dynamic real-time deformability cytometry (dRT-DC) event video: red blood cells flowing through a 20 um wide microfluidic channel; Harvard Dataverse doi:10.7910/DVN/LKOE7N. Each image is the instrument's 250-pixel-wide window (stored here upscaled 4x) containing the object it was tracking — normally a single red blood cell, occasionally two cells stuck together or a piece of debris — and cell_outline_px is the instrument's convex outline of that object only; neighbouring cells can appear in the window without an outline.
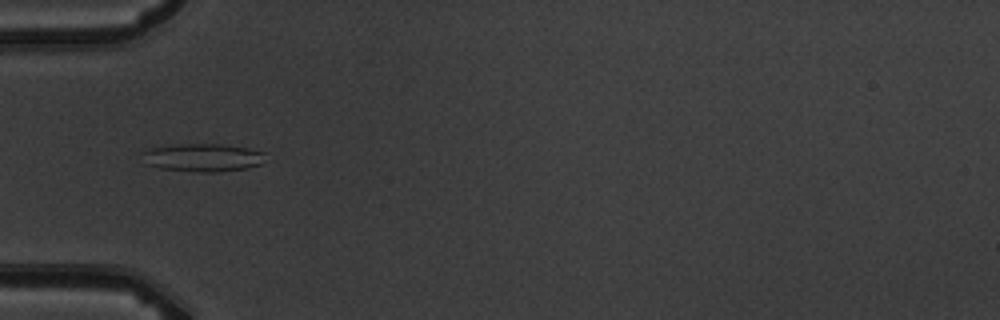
{"species": "common noctule bat (a hibernating species)", "species_latin": "Nyctalus noctula", "temperature_condition": "warm", "stored_images_in_passage": 9, "camera_frame_rate_fps": 3000, "um_per_image_px": 0.085, "animal": {"sex": "male", "body_mass_g": 19.5, "forearm_length_mm": 54.6}, "frame": {"image": 1, "passage_image": 6, "time_ms": 6.0, "image_size_px": [1000, 320], "cell_outline_px": [[264, 152], [260, 164], [248, 168], [216, 172], [192, 172], [160, 168], [144, 164], [140, 152], [152, 148], [176, 144], [220, 144], [248, 148]], "centroid_in_image_um": [17.16, 13.4], "position_along_channel_um": 67.8, "area_um2": 20.17}}
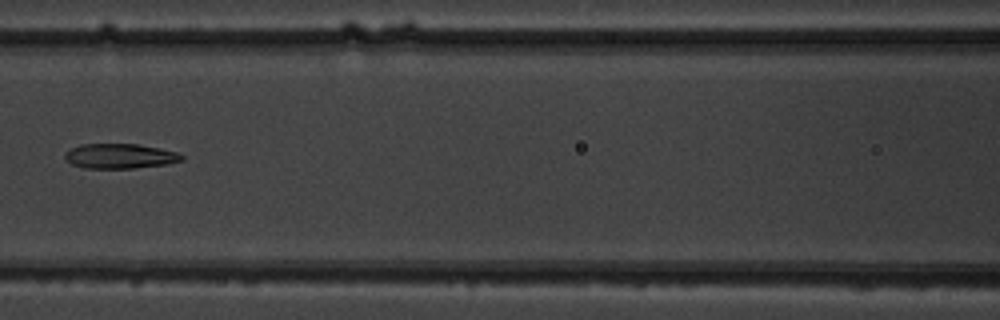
{"frame": {"image": 2, "passage_image": 8, "time_ms": 8.333, "image_size_px": [1000, 320], "cell_outline_px": [[184, 160], [168, 164], [132, 168], [84, 168], [72, 164], [64, 156], [64, 152], [80, 144], [140, 144], [180, 152], [184, 156]], "centroid_in_image_um": [10.24, 13.26], "position_along_channel_um": 156.4, "area_um2": 17.05}}
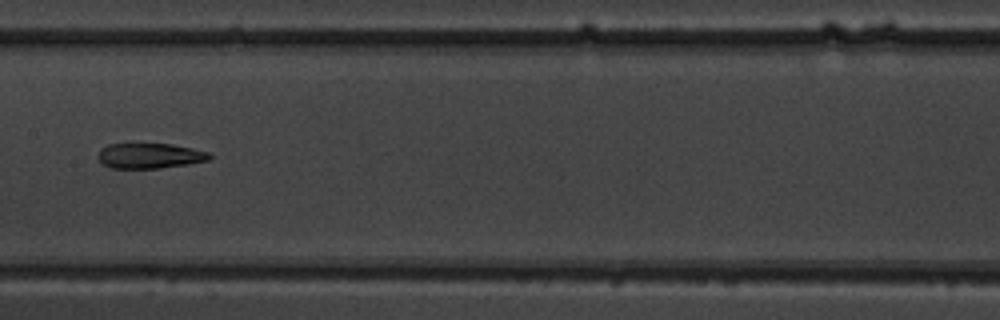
{"frame": {"image": 3, "passage_image": 9, "time_ms": 9.333, "image_size_px": [1000, 320], "cell_outline_px": [[212, 156], [208, 160], [188, 164], [160, 168], [112, 168], [104, 164], [100, 160], [100, 148], [108, 144], [172, 144], [192, 148], [208, 152]], "centroid_in_image_um": [12.75, 13.24], "position_along_channel_um": 194.6, "area_um2": 16.18}}